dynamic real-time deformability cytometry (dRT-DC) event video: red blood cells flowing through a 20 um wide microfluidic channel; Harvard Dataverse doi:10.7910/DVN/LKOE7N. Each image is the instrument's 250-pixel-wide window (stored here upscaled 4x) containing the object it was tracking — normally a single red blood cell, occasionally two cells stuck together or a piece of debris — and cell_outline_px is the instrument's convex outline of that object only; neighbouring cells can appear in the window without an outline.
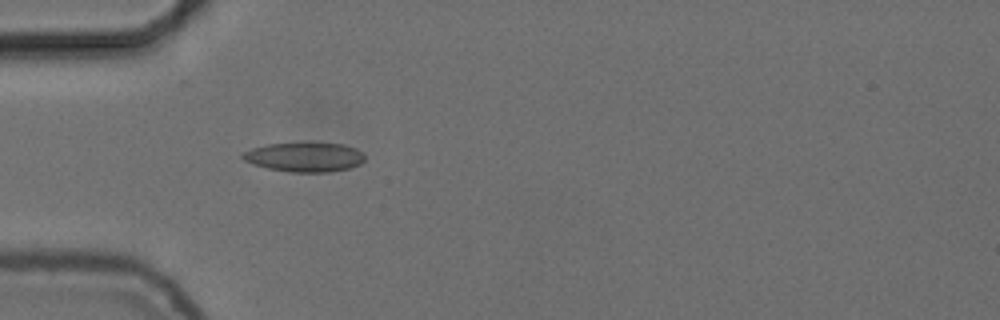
{"species": "common noctule bat (a hibernating species)", "species_latin": "Nyctalus noctula", "temperature_condition": "cold", "stored_images_in_passage": 39, "camera_frame_rate_fps": 3000, "um_per_image_px": 0.085, "animal": {"sex": "female", "body_mass_g": 24.6, "forearm_length_mm": 56.2}, "frame": {"image": 1, "passage_image": 1, "time_ms": 0.0, "image_size_px": [1000, 320], "cell_outline_px": [[364, 160], [360, 164], [348, 168], [328, 172], [288, 172], [268, 168], [252, 164], [244, 160], [240, 156], [244, 152], [252, 148], [268, 144], [344, 144], [356, 148], [364, 156]], "centroid_in_image_um": [25.87, 13.37], "position_along_channel_um": 59.1, "area_um2": 20.52}}
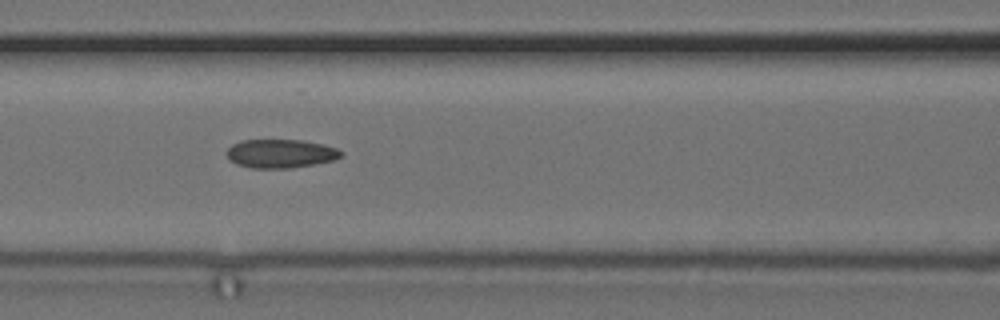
{"frame": {"image": 2, "passage_image": 8, "time_ms": 2.333, "image_size_px": [1000, 320], "cell_outline_px": [[344, 152], [340, 156], [332, 160], [316, 164], [292, 168], [252, 168], [236, 164], [228, 160], [228, 148], [232, 144], [240, 140], [304, 140], [336, 148]], "centroid_in_image_um": [23.82, 13.06], "position_along_channel_um": 142.8, "area_um2": 19.07}}
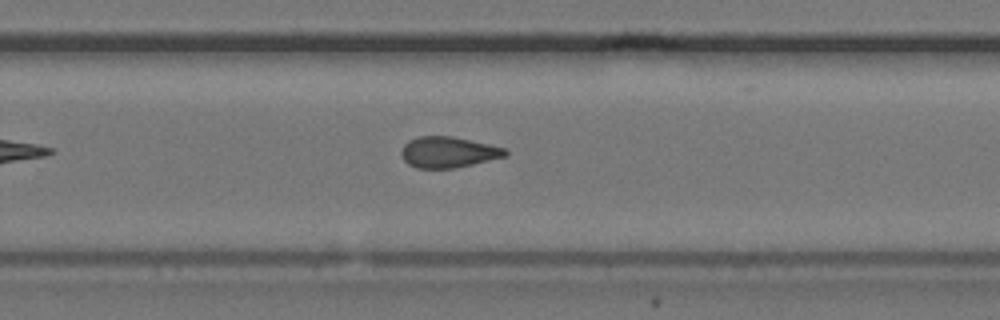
{"frame": {"image": 3, "passage_image": 20, "time_ms": 6.333, "image_size_px": [1000, 320], "cell_outline_px": [[508, 156], [456, 168], [416, 168], [408, 164], [404, 160], [400, 152], [404, 144], [408, 140], [420, 136], [452, 136], [488, 144], [504, 148], [508, 152]], "centroid_in_image_um": [38.09, 12.94], "position_along_channel_um": 291.7, "area_um2": 18.79}, "authors_computed_cell_mechanics": {"area_um2": 18.9006, "velocity_mm_per_s": 3.7456, "shape_relaxation_time_tau1_ms": 11.1652, "shape_relaxation_time_tau2_ms": 4.6546, "deformation_change_tau1": 0.1541, "deformation_change_tau2": 0.135}}